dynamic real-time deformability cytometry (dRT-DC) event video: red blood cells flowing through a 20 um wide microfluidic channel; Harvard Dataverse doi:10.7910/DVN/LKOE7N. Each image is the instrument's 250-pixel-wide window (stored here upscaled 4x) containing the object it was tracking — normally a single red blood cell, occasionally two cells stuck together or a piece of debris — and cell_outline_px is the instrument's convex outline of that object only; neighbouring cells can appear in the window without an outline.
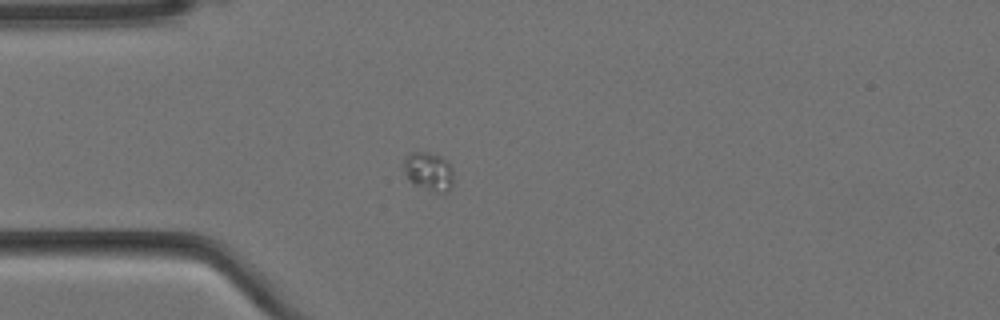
{"species": "Egyptian fruit bat (a non-hibernating species)", "species_latin": "Rousettus aegyptiacus", "temperature_condition": "cold", "stored_images_in_passage": 4, "camera_frame_rate_fps": 3000, "um_per_image_px": 0.085, "animal": {"sex": "female"}, "frame": {"image": 1, "passage_image": 4, "time_ms": 1.0, "image_size_px": [1000, 320], "cell_outline_px": [[452, 184], [448, 192], [436, 192], [412, 184], [408, 180], [404, 168], [404, 156], [412, 152], [428, 152], [444, 156], [448, 160], [452, 168]], "centroid_in_image_um": [36.45, 14.55], "position_along_channel_um": 48.6, "area_um2": 11.39}}